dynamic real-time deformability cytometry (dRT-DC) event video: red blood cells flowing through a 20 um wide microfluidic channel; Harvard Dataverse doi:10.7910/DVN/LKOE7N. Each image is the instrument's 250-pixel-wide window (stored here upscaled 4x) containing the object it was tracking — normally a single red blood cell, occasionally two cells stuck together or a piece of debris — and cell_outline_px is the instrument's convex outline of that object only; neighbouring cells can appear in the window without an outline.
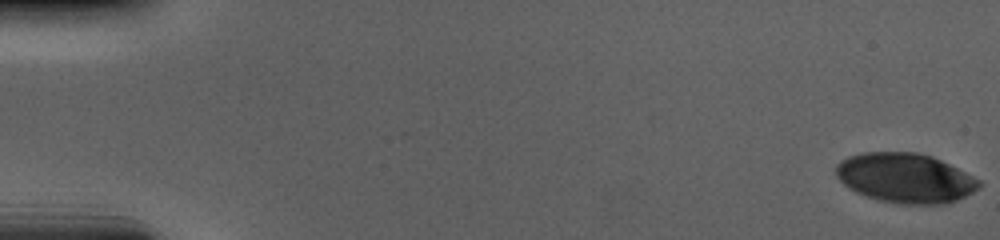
{"species": "human", "species_latin": "Homo sapiens", "temperature_condition": "cold", "stored_images_in_passage": 57, "camera_frame_rate_fps": 3000, "um_per_image_px": 0.085, "donor": {"sex": "male"}, "frame": {"image": 1, "passage_image": 1, "time_ms": 0.0, "image_size_px": [1000, 240], "cell_outline_px": [[980, 184], [972, 192], [956, 200], [944, 204], [900, 204], [880, 200], [856, 192], [848, 188], [836, 176], [836, 164], [840, 160], [848, 156], [864, 152], [916, 152], [932, 156], [980, 180]], "centroid_in_image_um": [76.9, 15.12], "position_along_channel_um": 8.1, "area_um2": 41.04}}
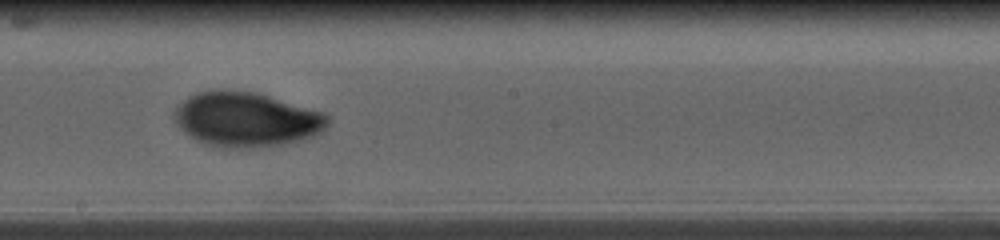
{"frame": {"image": 2, "passage_image": 33, "time_ms": 10.667, "image_size_px": [1000, 240], "cell_outline_px": [[332, 116], [324, 132], [304, 140], [288, 144], [268, 148], [216, 148], [204, 144], [188, 136], [172, 120], [172, 112], [176, 104], [188, 96], [196, 92], [212, 88], [228, 88], [256, 92], [328, 112]], "centroid_in_image_um": [20.95, 10.14], "position_along_channel_um": 227.3, "area_um2": 51.21}}
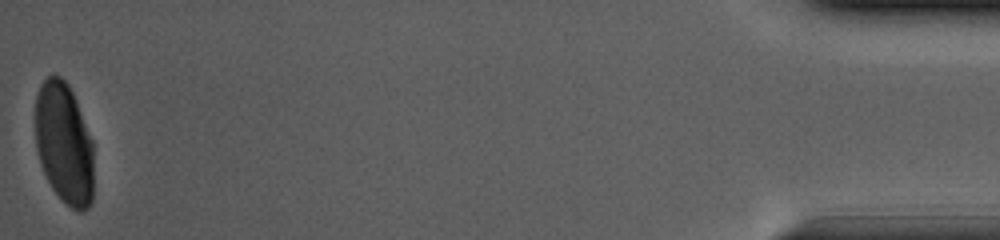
{"frame": {"image": 3, "passage_image": 57, "time_ms": 18.667, "image_size_px": [1000, 240], "cell_outline_px": [[92, 200], [88, 208], [84, 212], [76, 212], [60, 200], [52, 188], [40, 164], [36, 148], [36, 96], [40, 84], [48, 76], [60, 76], [68, 84], [76, 100], [92, 140]], "centroid_in_image_um": [5.44, 12.23], "position_along_channel_um": 429.8, "area_um2": 41.38}, "authors_computed_cell_mechanics": {"area_um2": 45.7776, "velocity_mm_per_s": 3.6833, "shape_relaxation_time_tau1_ms": 5.3895, "shape_relaxation_time_tau2_ms": null, "deformation_change_tau1": 0.1946, "deformation_change_tau2": null}}